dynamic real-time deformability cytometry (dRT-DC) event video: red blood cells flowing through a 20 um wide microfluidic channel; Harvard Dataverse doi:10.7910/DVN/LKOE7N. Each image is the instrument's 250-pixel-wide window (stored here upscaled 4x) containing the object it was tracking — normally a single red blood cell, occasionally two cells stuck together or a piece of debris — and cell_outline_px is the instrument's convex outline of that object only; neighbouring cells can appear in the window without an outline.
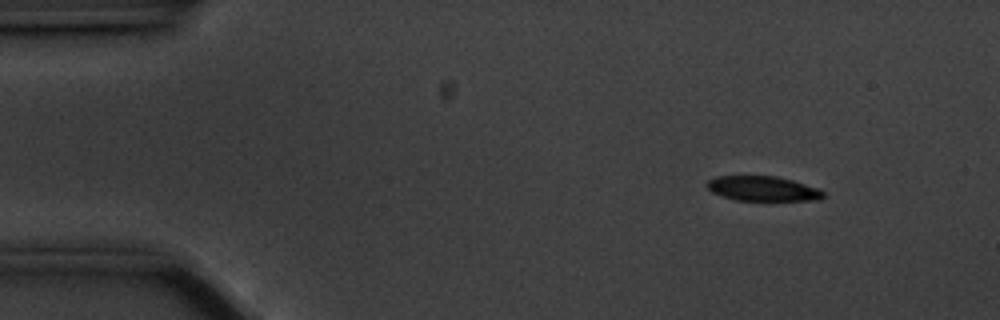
{"species": "common noctule bat (a hibernating species)", "species_latin": "Nyctalus noctula", "temperature_condition": "cold", "stored_images_in_passage": 56, "camera_frame_rate_fps": 3000, "um_per_image_px": 0.085, "animal": {"sex": "male", "body_mass_g": 20.1, "forearm_length_mm": 53.5}, "frame": {"image": 1, "passage_image": 6, "time_ms": 1.667, "image_size_px": [1000, 320], "cell_outline_px": [[824, 196], [820, 200], [736, 200], [712, 192], [704, 184], [708, 180], [716, 176], [776, 176], [792, 180], [816, 188], [824, 192]], "centroid_in_image_um": [64.81, 16.02], "position_along_channel_um": 20.2, "area_um2": 16.65}}
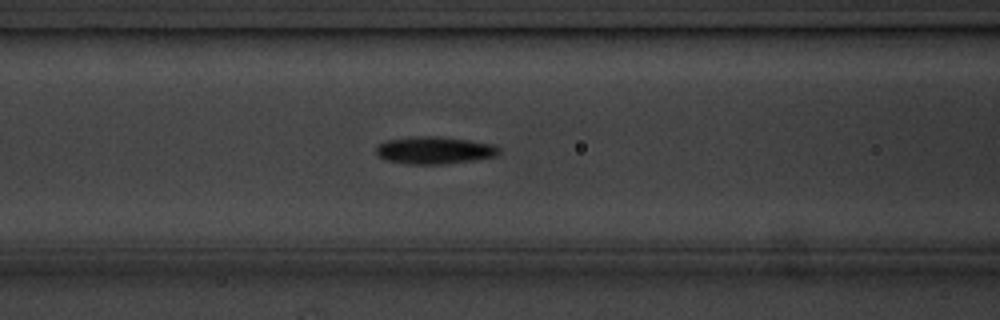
{"frame": {"image": 2, "passage_image": 22, "time_ms": 7.0, "image_size_px": [1000, 320], "cell_outline_px": [[500, 152], [496, 156], [476, 160], [444, 164], [408, 164], [384, 160], [376, 156], [376, 148], [380, 144], [388, 140], [416, 136], [436, 136], [468, 140], [492, 144], [500, 148]], "centroid_in_image_um": [36.92, 12.78], "position_along_channel_um": 129.7, "area_um2": 19.65}}
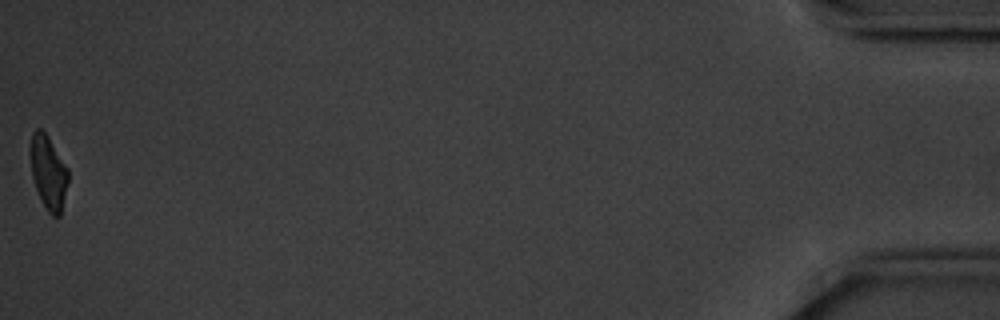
{"frame": {"image": 3, "passage_image": 56, "time_ms": 18.333, "image_size_px": [1000, 320], "cell_outline_px": [[68, 184], [60, 216], [52, 216], [48, 212], [36, 188], [32, 176], [28, 152], [32, 132], [36, 128], [40, 128], [48, 136], [68, 168]], "centroid_in_image_um": [4.09, 14.61], "position_along_channel_um": 431.1, "area_um2": 16.42}, "authors_computed_cell_mechanics": {"area_um2": 18.4093, "velocity_mm_per_s": 3.5228, "shape_relaxation_time_tau1_ms": 7.4718, "shape_relaxation_time_tau2_ms": null, "deformation_change_tau1": 0.268, "deformation_change_tau2": null}}